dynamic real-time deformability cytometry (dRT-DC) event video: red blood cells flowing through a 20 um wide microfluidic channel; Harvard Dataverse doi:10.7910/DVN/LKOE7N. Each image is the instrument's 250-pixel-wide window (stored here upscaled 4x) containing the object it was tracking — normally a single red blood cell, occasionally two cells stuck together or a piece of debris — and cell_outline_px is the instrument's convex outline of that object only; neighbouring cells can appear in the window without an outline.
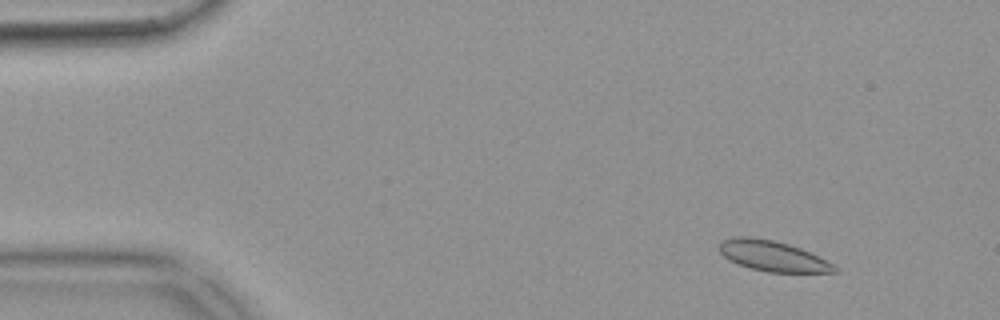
{"species": "common noctule bat (a hibernating species)", "species_latin": "Nyctalus noctula", "temperature_condition": "warm", "stored_images_in_passage": 53, "camera_frame_rate_fps": 3000, "um_per_image_px": 0.085, "animal": {"sex": "female", "body_mass_g": 18.4}, "frame": {"image": 1, "passage_image": 6, "time_ms": 1.667, "image_size_px": [1000, 320], "cell_outline_px": [[840, 272], [768, 272], [752, 268], [728, 260], [720, 252], [720, 244], [724, 240], [732, 236], [748, 236], [772, 240], [788, 244], [800, 248], [840, 268]], "centroid_in_image_um": [65.67, 21.76], "position_along_channel_um": 19.3, "area_um2": 20.11}}
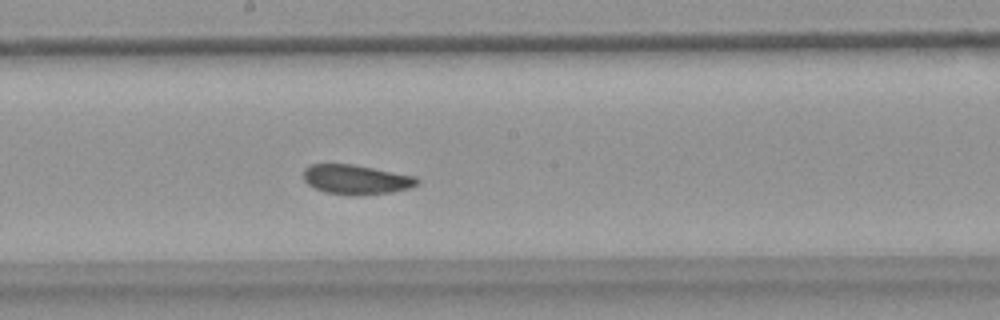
{"frame": {"image": 2, "passage_image": 29, "time_ms": 9.333, "image_size_px": [1000, 320], "cell_outline_px": [[420, 184], [408, 188], [392, 192], [360, 196], [352, 196], [324, 192], [308, 184], [304, 180], [304, 168], [312, 164], [352, 164], [416, 176], [420, 180]], "centroid_in_image_um": [30.3, 15.27], "position_along_channel_um": 217.9, "area_um2": 19.77}}
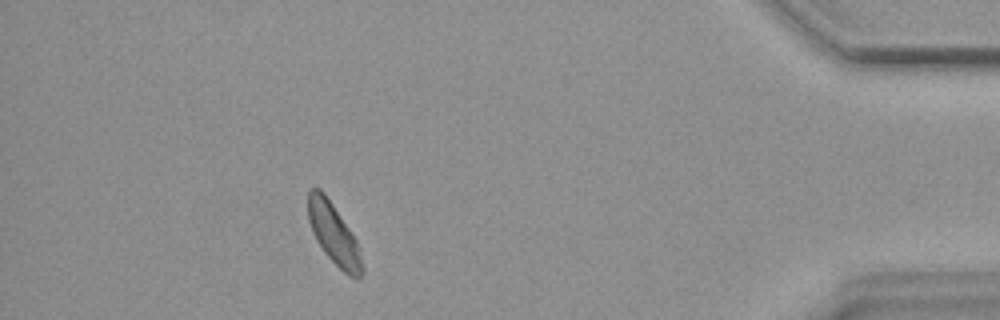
{"frame": {"image": 3, "passage_image": 48, "time_ms": 15.667, "image_size_px": [1000, 320], "cell_outline_px": [[364, 272], [356, 280], [348, 276], [324, 252], [316, 240], [312, 232], [308, 220], [308, 192], [312, 188], [320, 188], [324, 192], [356, 240], [364, 268]], "centroid_in_image_um": [28.36, 19.91], "position_along_channel_um": 406.8, "area_um2": 18.9}, "authors_computed_cell_mechanics": {"area_um2": 20.1722, "velocity_mm_per_s": 3.7922, "shape_relaxation_time_tau1_ms": null, "shape_relaxation_time_tau2_ms": 2.4413, "deformation_change_tau1": null, "deformation_change_tau2": 0.0593}}